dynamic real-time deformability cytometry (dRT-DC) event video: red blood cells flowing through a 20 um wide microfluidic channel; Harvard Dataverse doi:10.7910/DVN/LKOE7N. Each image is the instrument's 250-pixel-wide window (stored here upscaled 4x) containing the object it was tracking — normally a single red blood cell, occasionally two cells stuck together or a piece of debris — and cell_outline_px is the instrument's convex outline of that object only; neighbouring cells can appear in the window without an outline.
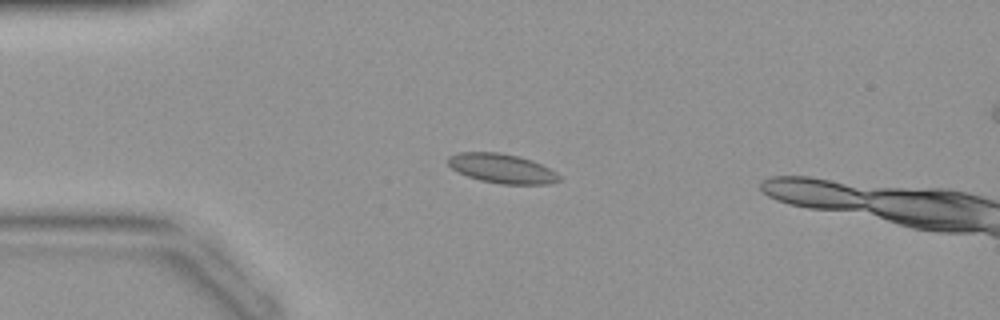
{"species": "common noctule bat (a hibernating species)", "species_latin": "Nyctalus noctula", "temperature_condition": "warm", "stored_images_in_passage": 35, "camera_frame_rate_fps": 3000, "um_per_image_px": 0.085, "animal": {"sex": "female", "body_mass_g": 19.9}, "frame": {"image": 1, "passage_image": 1, "time_ms": 0.0, "image_size_px": [1000, 320], "cell_outline_px": [[560, 180], [548, 184], [500, 184], [480, 180], [468, 176], [452, 168], [448, 164], [448, 156], [460, 152], [500, 152], [520, 156], [532, 160], [556, 172], [560, 176]], "centroid_in_image_um": [42.67, 14.31], "position_along_channel_um": 42.3, "area_um2": 18.96}}
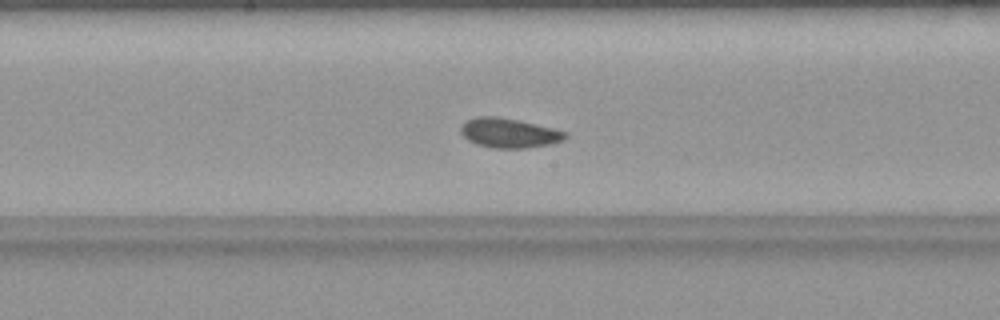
{"frame": {"image": 2, "passage_image": 13, "time_ms": 4.0, "image_size_px": [1000, 320], "cell_outline_px": [[568, 136], [564, 140], [548, 144], [524, 148], [496, 148], [476, 144], [468, 140], [460, 132], [460, 128], [464, 120], [476, 116], [496, 116], [516, 120], [552, 128], [568, 132]], "centroid_in_image_um": [43.23, 11.29], "position_along_channel_um": 205.0, "area_um2": 17.92}}
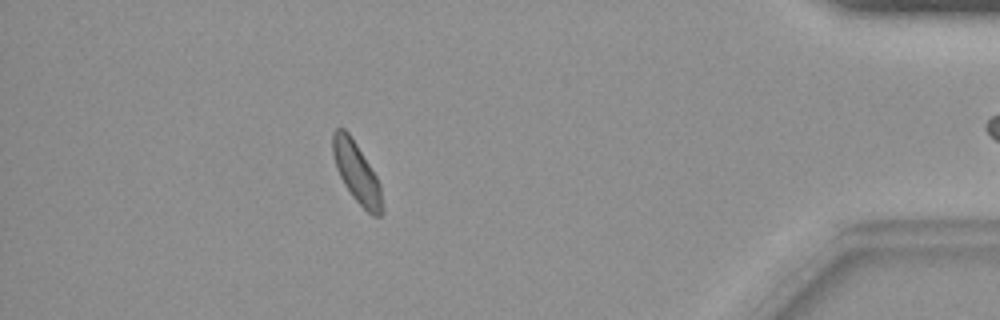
{"frame": {"image": 3, "passage_image": 29, "time_ms": 9.333, "image_size_px": [1000, 320], "cell_outline_px": [[384, 212], [380, 216], [372, 216], [352, 196], [344, 184], [336, 168], [332, 156], [332, 132], [336, 128], [344, 128], [348, 132], [356, 144], [376, 176], [380, 184], [384, 208]], "centroid_in_image_um": [30.31, 14.68], "position_along_channel_um": 404.9, "area_um2": 17.4}}